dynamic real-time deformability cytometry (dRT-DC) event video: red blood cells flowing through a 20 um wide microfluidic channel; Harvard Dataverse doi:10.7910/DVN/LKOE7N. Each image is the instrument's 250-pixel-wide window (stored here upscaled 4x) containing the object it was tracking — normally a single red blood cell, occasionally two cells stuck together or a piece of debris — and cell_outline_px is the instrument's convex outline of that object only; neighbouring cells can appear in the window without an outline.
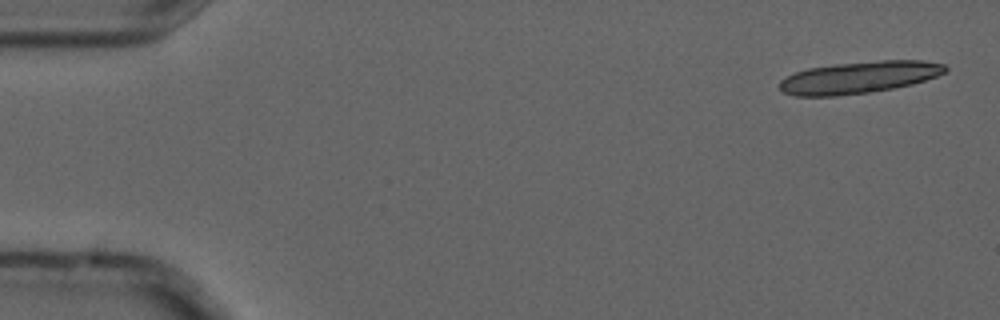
{"species": "common noctule bat (a hibernating species)", "species_latin": "Nyctalus noctula", "temperature_condition": "cold", "stored_images_in_passage": 4, "camera_frame_rate_fps": 3000, "um_per_image_px": 0.085, "animal": {"sex": "male", "forearm_length_mm": 52.5}, "frame": {"image": 1, "passage_image": 1, "time_ms": 0.0, "image_size_px": [1000, 320], "cell_outline_px": [[948, 68], [944, 72], [936, 76], [912, 84], [892, 88], [868, 92], [836, 96], [796, 96], [784, 92], [780, 88], [780, 80], [796, 72], [808, 68], [836, 64], [880, 60], [924, 60], [944, 64]], "centroid_in_image_um": [73.03, 6.57], "position_along_channel_um": 12.0, "area_um2": 30.58}}